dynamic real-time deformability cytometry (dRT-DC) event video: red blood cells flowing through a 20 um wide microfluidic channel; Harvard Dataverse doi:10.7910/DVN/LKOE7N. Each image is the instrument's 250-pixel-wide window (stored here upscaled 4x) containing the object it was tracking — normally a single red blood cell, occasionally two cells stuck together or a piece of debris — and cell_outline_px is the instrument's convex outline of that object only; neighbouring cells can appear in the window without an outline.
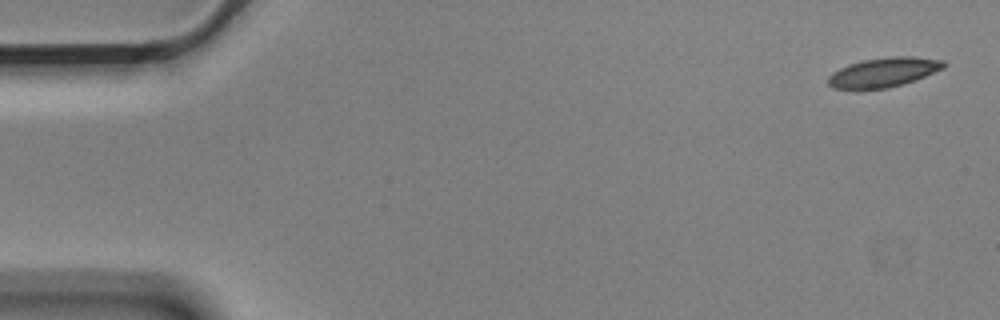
{"species": "Egyptian fruit bat (a non-hibernating species)", "species_latin": "Rousettus aegyptiacus", "temperature_condition": "cold", "stored_images_in_passage": 5, "camera_frame_rate_fps": 3000, "um_per_image_px": 0.085, "animal": {"sex": "male"}, "frame": {"image": 1, "passage_image": 1, "time_ms": 0.0, "image_size_px": [1000, 320], "cell_outline_px": [[948, 64], [944, 68], [916, 80], [888, 88], [832, 88], [828, 84], [828, 76], [832, 72], [848, 64], [860, 60], [892, 56], [912, 56], [944, 60]], "centroid_in_image_um": [75.14, 6.12], "position_along_channel_um": 9.9, "area_um2": 19.88}}
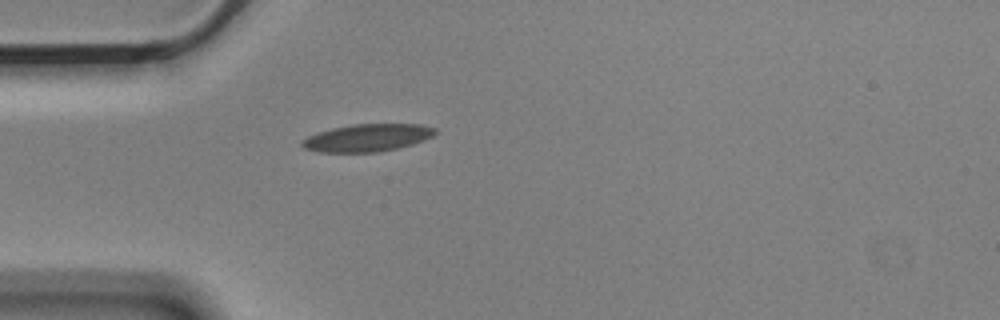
{"frame": {"image": 2, "passage_image": 5, "time_ms": 1.333, "image_size_px": [1000, 320], "cell_outline_px": [[436, 132], [432, 136], [412, 144], [396, 148], [376, 152], [320, 152], [304, 148], [300, 144], [300, 140], [316, 132], [332, 128], [352, 124], [420, 124], [436, 128]], "centroid_in_image_um": [31.17, 11.7], "position_along_channel_um": 53.8, "area_um2": 21.27}}